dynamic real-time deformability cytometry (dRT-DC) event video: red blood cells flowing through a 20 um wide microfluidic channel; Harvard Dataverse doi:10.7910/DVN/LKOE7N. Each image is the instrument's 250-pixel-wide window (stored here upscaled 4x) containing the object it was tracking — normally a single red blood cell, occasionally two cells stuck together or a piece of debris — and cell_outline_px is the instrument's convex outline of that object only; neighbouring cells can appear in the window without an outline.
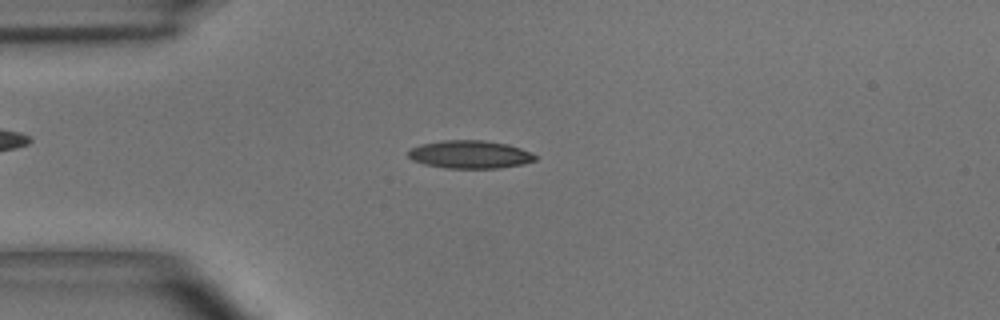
{"species": "common noctule bat (a hibernating species)", "species_latin": "Nyctalus noctula", "temperature_condition": "room temperature", "stored_images_in_passage": 53, "camera_frame_rate_fps": 3000, "um_per_image_px": 0.085, "animal": {"sex": "male", "body_mass_g": 15.6}, "frame": {"image": 1, "passage_image": 13, "time_ms": 4.0, "image_size_px": [1000, 320], "cell_outline_px": [[536, 160], [524, 164], [500, 168], [448, 168], [424, 164], [412, 160], [408, 156], [408, 152], [412, 148], [420, 144], [440, 140], [484, 140], [508, 144], [520, 148], [536, 156]], "centroid_in_image_um": [39.93, 13.12], "position_along_channel_um": 45.1, "area_um2": 20.69}}
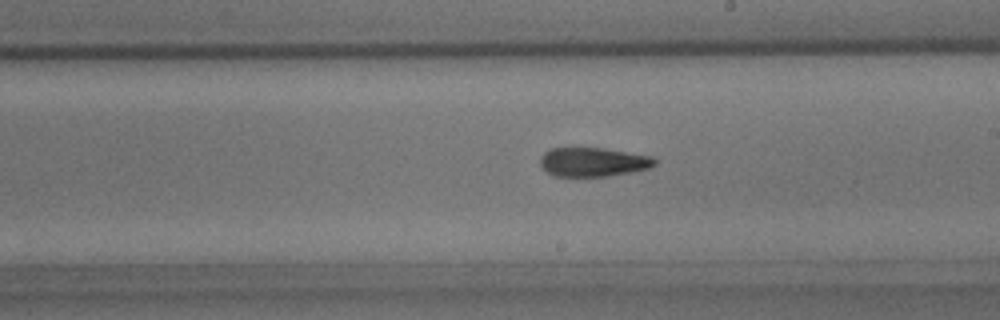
{"frame": {"image": 2, "passage_image": 30, "time_ms": 9.667, "image_size_px": [1000, 320], "cell_outline_px": [[656, 164], [652, 168], [632, 172], [608, 176], [552, 176], [540, 164], [540, 156], [544, 152], [552, 148], [604, 148], [652, 156], [656, 160]], "centroid_in_image_um": [50.44, 13.77], "position_along_channel_um": 238.6, "area_um2": 19.48}}
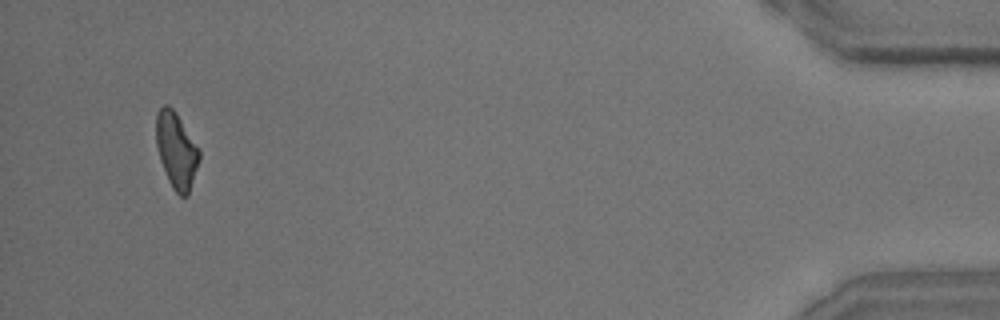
{"frame": {"image": 3, "passage_image": 51, "time_ms": 16.667, "image_size_px": [1000, 320], "cell_outline_px": [[200, 160], [188, 196], [180, 196], [172, 188], [168, 180], [160, 160], [156, 144], [156, 112], [164, 104], [168, 104], [176, 112], [200, 148]], "centroid_in_image_um": [15.0, 12.77], "position_along_channel_um": 420.2, "area_um2": 19.36}, "authors_computed_cell_mechanics": {"area_um2": 19.7098, "velocity_mm_per_s": 3.6886, "shape_relaxation_time_tau1_ms": null, "shape_relaxation_time_tau2_ms": 2.9092, "deformation_change_tau1": null, "deformation_change_tau2": 0.1277}}